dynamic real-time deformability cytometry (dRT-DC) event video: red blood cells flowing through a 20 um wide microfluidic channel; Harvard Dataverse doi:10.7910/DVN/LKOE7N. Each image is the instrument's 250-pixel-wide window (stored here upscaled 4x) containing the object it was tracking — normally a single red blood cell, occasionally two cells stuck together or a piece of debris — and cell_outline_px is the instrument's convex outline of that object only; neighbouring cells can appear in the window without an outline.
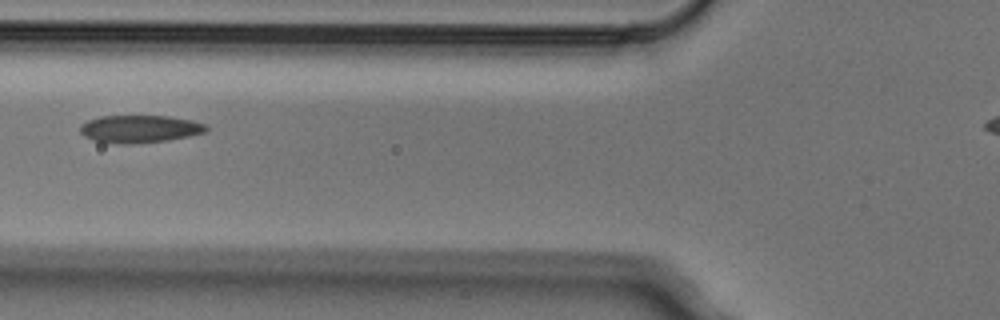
{"species": "Egyptian fruit bat (a non-hibernating species)", "species_latin": "Rousettus aegyptiacus", "temperature_condition": "cold", "stored_images_in_passage": 3, "camera_frame_rate_fps": 3000, "um_per_image_px": 0.085, "animal": {"sex": "male"}, "frame": {"image": 1, "passage_image": 2, "time_ms": 0.333, "image_size_px": [1000, 320], "cell_outline_px": [[208, 132], [168, 140], [132, 144], [120, 144], [96, 140], [84, 136], [80, 132], [80, 124], [88, 120], [100, 116], [168, 116], [192, 120], [204, 124], [208, 128]], "centroid_in_image_um": [11.88, 10.95], "position_along_channel_um": 113.9, "area_um2": 20.23}}
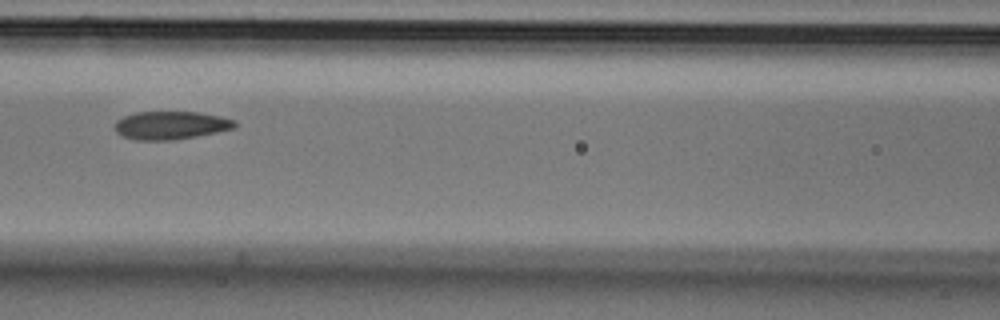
{"frame": {"image": 2, "passage_image": 3, "time_ms": 0.667, "image_size_px": [1000, 320], "cell_outline_px": [[236, 128], [176, 140], [136, 140], [120, 136], [116, 132], [116, 120], [124, 116], [136, 112], [200, 112], [220, 116], [236, 120]], "centroid_in_image_um": [14.52, 10.65], "position_along_channel_um": 152.1, "area_um2": 19.77}}